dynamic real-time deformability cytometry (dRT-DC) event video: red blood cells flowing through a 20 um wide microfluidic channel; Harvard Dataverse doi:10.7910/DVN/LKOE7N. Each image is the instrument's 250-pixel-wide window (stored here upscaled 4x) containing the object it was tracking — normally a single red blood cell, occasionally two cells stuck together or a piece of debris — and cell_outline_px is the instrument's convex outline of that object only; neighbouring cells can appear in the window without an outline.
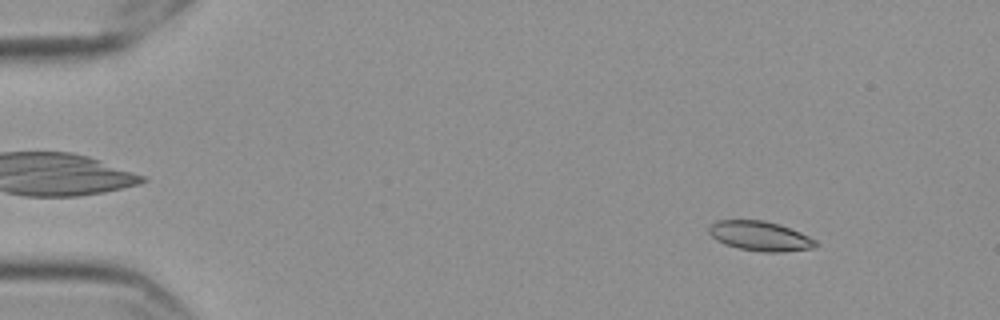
{"species": "Egyptian fruit bat (a non-hibernating species)", "species_latin": "Rousettus aegyptiacus", "temperature_condition": "cold", "stored_images_in_passage": 58, "camera_frame_rate_fps": 3000, "um_per_image_px": 0.085, "frame": {"image": 1, "passage_image": 7, "time_ms": 2.0, "image_size_px": [1000, 320], "cell_outline_px": [[820, 244], [812, 248], [784, 252], [764, 252], [740, 248], [724, 244], [716, 240], [708, 232], [708, 228], [716, 220], [764, 220], [780, 224], [800, 232], [816, 240]], "centroid_in_image_um": [64.62, 20.06], "position_along_channel_um": 20.4, "area_um2": 18.5}}
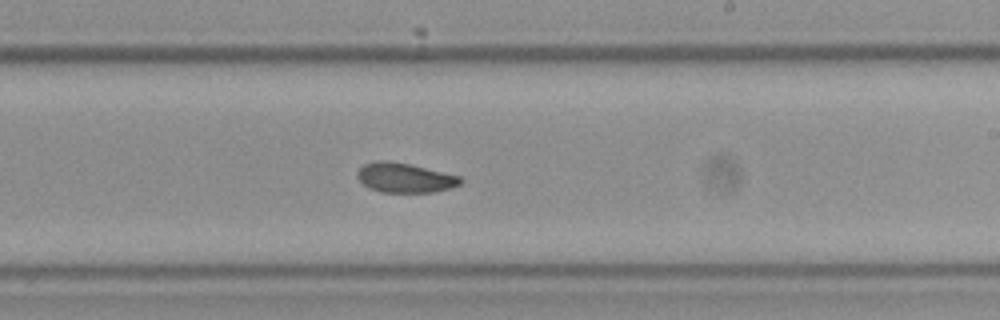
{"frame": {"image": 2, "passage_image": 35, "time_ms": 11.333, "image_size_px": [1000, 320], "cell_outline_px": [[464, 180], [460, 184], [448, 188], [432, 192], [380, 192], [368, 188], [356, 176], [356, 172], [364, 164], [376, 160], [388, 160], [408, 164], [460, 176]], "centroid_in_image_um": [34.37, 15.1], "position_along_channel_um": 254.6, "area_um2": 17.69}}
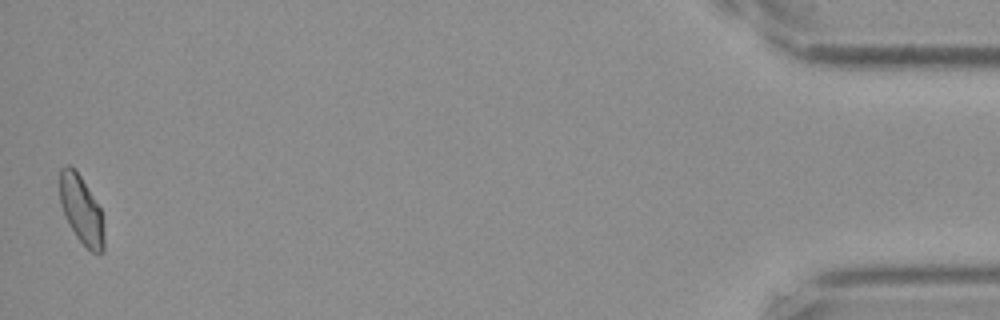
{"frame": {"image": 3, "passage_image": 57, "time_ms": 18.667, "image_size_px": [1000, 320], "cell_outline_px": [[104, 252], [100, 256], [92, 252], [76, 236], [60, 204], [60, 168], [68, 164], [80, 176], [100, 208], [104, 236]], "centroid_in_image_um": [6.93, 17.87], "position_along_channel_um": 428.3, "area_um2": 17.17}, "authors_computed_cell_mechanics": {"area_um2": 18.1492, "velocity_mm_per_s": 3.5478, "shape_relaxation_time_tau1_ms": 4.9865, "shape_relaxation_time_tau2_ms": 3.1854, "deformation_change_tau1": 0.1447, "deformation_change_tau2": 0.0732}}